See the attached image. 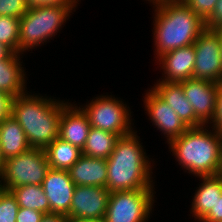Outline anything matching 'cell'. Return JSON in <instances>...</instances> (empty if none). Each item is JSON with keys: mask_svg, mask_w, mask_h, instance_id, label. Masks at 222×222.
<instances>
[{"mask_svg": "<svg viewBox=\"0 0 222 222\" xmlns=\"http://www.w3.org/2000/svg\"><path fill=\"white\" fill-rule=\"evenodd\" d=\"M137 131L120 136L107 162L109 192L154 188L152 165ZM153 182V183H152Z\"/></svg>", "mask_w": 222, "mask_h": 222, "instance_id": "obj_1", "label": "cell"}, {"mask_svg": "<svg viewBox=\"0 0 222 222\" xmlns=\"http://www.w3.org/2000/svg\"><path fill=\"white\" fill-rule=\"evenodd\" d=\"M208 126L190 127L168 143L178 164L195 177L222 173V135Z\"/></svg>", "mask_w": 222, "mask_h": 222, "instance_id": "obj_2", "label": "cell"}, {"mask_svg": "<svg viewBox=\"0 0 222 222\" xmlns=\"http://www.w3.org/2000/svg\"><path fill=\"white\" fill-rule=\"evenodd\" d=\"M153 8L156 59L168 51L194 44L206 29L205 21L182 0L165 1L154 5Z\"/></svg>", "mask_w": 222, "mask_h": 222, "instance_id": "obj_3", "label": "cell"}, {"mask_svg": "<svg viewBox=\"0 0 222 222\" xmlns=\"http://www.w3.org/2000/svg\"><path fill=\"white\" fill-rule=\"evenodd\" d=\"M66 103L32 92L14 97L12 116L24 130L31 148L45 149L59 137L60 117Z\"/></svg>", "mask_w": 222, "mask_h": 222, "instance_id": "obj_4", "label": "cell"}, {"mask_svg": "<svg viewBox=\"0 0 222 222\" xmlns=\"http://www.w3.org/2000/svg\"><path fill=\"white\" fill-rule=\"evenodd\" d=\"M72 10L61 6H38L29 8L20 18L19 53L35 49L57 35L70 18Z\"/></svg>", "mask_w": 222, "mask_h": 222, "instance_id": "obj_5", "label": "cell"}, {"mask_svg": "<svg viewBox=\"0 0 222 222\" xmlns=\"http://www.w3.org/2000/svg\"><path fill=\"white\" fill-rule=\"evenodd\" d=\"M49 169L44 149L30 148L6 159L0 185L7 191L17 186L42 185Z\"/></svg>", "mask_w": 222, "mask_h": 222, "instance_id": "obj_6", "label": "cell"}, {"mask_svg": "<svg viewBox=\"0 0 222 222\" xmlns=\"http://www.w3.org/2000/svg\"><path fill=\"white\" fill-rule=\"evenodd\" d=\"M88 116L91 127L119 136L133 132L131 111L126 103L109 95L96 96L90 103L80 106Z\"/></svg>", "mask_w": 222, "mask_h": 222, "instance_id": "obj_7", "label": "cell"}, {"mask_svg": "<svg viewBox=\"0 0 222 222\" xmlns=\"http://www.w3.org/2000/svg\"><path fill=\"white\" fill-rule=\"evenodd\" d=\"M154 188L111 192L105 222H147L154 205Z\"/></svg>", "mask_w": 222, "mask_h": 222, "instance_id": "obj_8", "label": "cell"}, {"mask_svg": "<svg viewBox=\"0 0 222 222\" xmlns=\"http://www.w3.org/2000/svg\"><path fill=\"white\" fill-rule=\"evenodd\" d=\"M193 45L196 57L193 78L221 83L222 51L217 33L206 28Z\"/></svg>", "mask_w": 222, "mask_h": 222, "instance_id": "obj_9", "label": "cell"}, {"mask_svg": "<svg viewBox=\"0 0 222 222\" xmlns=\"http://www.w3.org/2000/svg\"><path fill=\"white\" fill-rule=\"evenodd\" d=\"M110 192L98 186H75L70 221L104 220Z\"/></svg>", "mask_w": 222, "mask_h": 222, "instance_id": "obj_10", "label": "cell"}, {"mask_svg": "<svg viewBox=\"0 0 222 222\" xmlns=\"http://www.w3.org/2000/svg\"><path fill=\"white\" fill-rule=\"evenodd\" d=\"M191 104L195 116L204 124L213 121L216 113L217 91L219 84L206 80L191 78L179 82Z\"/></svg>", "mask_w": 222, "mask_h": 222, "instance_id": "obj_11", "label": "cell"}, {"mask_svg": "<svg viewBox=\"0 0 222 222\" xmlns=\"http://www.w3.org/2000/svg\"><path fill=\"white\" fill-rule=\"evenodd\" d=\"M145 112L155 128L160 130L169 143L184 133L188 127L177 113L152 90L149 89L144 97Z\"/></svg>", "mask_w": 222, "mask_h": 222, "instance_id": "obj_12", "label": "cell"}, {"mask_svg": "<svg viewBox=\"0 0 222 222\" xmlns=\"http://www.w3.org/2000/svg\"><path fill=\"white\" fill-rule=\"evenodd\" d=\"M75 186L68 170L49 169L42 187L50 204V213L67 216L70 221V207Z\"/></svg>", "mask_w": 222, "mask_h": 222, "instance_id": "obj_13", "label": "cell"}, {"mask_svg": "<svg viewBox=\"0 0 222 222\" xmlns=\"http://www.w3.org/2000/svg\"><path fill=\"white\" fill-rule=\"evenodd\" d=\"M195 58L193 44L168 51L159 56L157 64L159 62V65H162L160 67L164 72L161 81L179 83L193 78Z\"/></svg>", "mask_w": 222, "mask_h": 222, "instance_id": "obj_14", "label": "cell"}, {"mask_svg": "<svg viewBox=\"0 0 222 222\" xmlns=\"http://www.w3.org/2000/svg\"><path fill=\"white\" fill-rule=\"evenodd\" d=\"M67 102L62 108L59 138L83 149L91 128L88 116L79 106Z\"/></svg>", "mask_w": 222, "mask_h": 222, "instance_id": "obj_15", "label": "cell"}, {"mask_svg": "<svg viewBox=\"0 0 222 222\" xmlns=\"http://www.w3.org/2000/svg\"><path fill=\"white\" fill-rule=\"evenodd\" d=\"M156 84V85H155ZM151 89L168 104L183 123L188 127H199L204 125L194 113V110L184 95L182 85L176 82L157 81Z\"/></svg>", "mask_w": 222, "mask_h": 222, "instance_id": "obj_16", "label": "cell"}, {"mask_svg": "<svg viewBox=\"0 0 222 222\" xmlns=\"http://www.w3.org/2000/svg\"><path fill=\"white\" fill-rule=\"evenodd\" d=\"M76 186H98L106 188V159L94 158L82 154L79 160L68 170Z\"/></svg>", "mask_w": 222, "mask_h": 222, "instance_id": "obj_17", "label": "cell"}, {"mask_svg": "<svg viewBox=\"0 0 222 222\" xmlns=\"http://www.w3.org/2000/svg\"><path fill=\"white\" fill-rule=\"evenodd\" d=\"M202 180L195 191L190 214L200 222L215 207L222 195V173L214 176H199Z\"/></svg>", "mask_w": 222, "mask_h": 222, "instance_id": "obj_18", "label": "cell"}, {"mask_svg": "<svg viewBox=\"0 0 222 222\" xmlns=\"http://www.w3.org/2000/svg\"><path fill=\"white\" fill-rule=\"evenodd\" d=\"M20 53H13L8 59L0 61V91L20 96L27 91L26 72L22 67Z\"/></svg>", "mask_w": 222, "mask_h": 222, "instance_id": "obj_19", "label": "cell"}, {"mask_svg": "<svg viewBox=\"0 0 222 222\" xmlns=\"http://www.w3.org/2000/svg\"><path fill=\"white\" fill-rule=\"evenodd\" d=\"M0 147L5 160L31 148L24 130L12 115L0 123Z\"/></svg>", "mask_w": 222, "mask_h": 222, "instance_id": "obj_20", "label": "cell"}, {"mask_svg": "<svg viewBox=\"0 0 222 222\" xmlns=\"http://www.w3.org/2000/svg\"><path fill=\"white\" fill-rule=\"evenodd\" d=\"M44 152L49 167L52 169L69 170L82 156V150L71 143L57 137Z\"/></svg>", "mask_w": 222, "mask_h": 222, "instance_id": "obj_21", "label": "cell"}, {"mask_svg": "<svg viewBox=\"0 0 222 222\" xmlns=\"http://www.w3.org/2000/svg\"><path fill=\"white\" fill-rule=\"evenodd\" d=\"M119 137L117 134L91 127L82 154L107 159L113 152Z\"/></svg>", "mask_w": 222, "mask_h": 222, "instance_id": "obj_22", "label": "cell"}, {"mask_svg": "<svg viewBox=\"0 0 222 222\" xmlns=\"http://www.w3.org/2000/svg\"><path fill=\"white\" fill-rule=\"evenodd\" d=\"M21 208L50 213V204L42 185H23L9 190Z\"/></svg>", "mask_w": 222, "mask_h": 222, "instance_id": "obj_23", "label": "cell"}, {"mask_svg": "<svg viewBox=\"0 0 222 222\" xmlns=\"http://www.w3.org/2000/svg\"><path fill=\"white\" fill-rule=\"evenodd\" d=\"M20 19L0 15V43L19 53Z\"/></svg>", "mask_w": 222, "mask_h": 222, "instance_id": "obj_24", "label": "cell"}, {"mask_svg": "<svg viewBox=\"0 0 222 222\" xmlns=\"http://www.w3.org/2000/svg\"><path fill=\"white\" fill-rule=\"evenodd\" d=\"M19 205L10 191L0 190V222H16Z\"/></svg>", "mask_w": 222, "mask_h": 222, "instance_id": "obj_25", "label": "cell"}, {"mask_svg": "<svg viewBox=\"0 0 222 222\" xmlns=\"http://www.w3.org/2000/svg\"><path fill=\"white\" fill-rule=\"evenodd\" d=\"M28 9L25 0H0V15L20 19Z\"/></svg>", "mask_w": 222, "mask_h": 222, "instance_id": "obj_26", "label": "cell"}, {"mask_svg": "<svg viewBox=\"0 0 222 222\" xmlns=\"http://www.w3.org/2000/svg\"><path fill=\"white\" fill-rule=\"evenodd\" d=\"M203 21L212 14L218 0H182Z\"/></svg>", "mask_w": 222, "mask_h": 222, "instance_id": "obj_27", "label": "cell"}, {"mask_svg": "<svg viewBox=\"0 0 222 222\" xmlns=\"http://www.w3.org/2000/svg\"><path fill=\"white\" fill-rule=\"evenodd\" d=\"M28 8L38 7V6H61L69 7L72 11H75L77 7V2L79 0H25ZM74 9V10H73Z\"/></svg>", "mask_w": 222, "mask_h": 222, "instance_id": "obj_28", "label": "cell"}, {"mask_svg": "<svg viewBox=\"0 0 222 222\" xmlns=\"http://www.w3.org/2000/svg\"><path fill=\"white\" fill-rule=\"evenodd\" d=\"M209 125L222 135V82L219 83L217 91L216 113L213 121Z\"/></svg>", "mask_w": 222, "mask_h": 222, "instance_id": "obj_29", "label": "cell"}, {"mask_svg": "<svg viewBox=\"0 0 222 222\" xmlns=\"http://www.w3.org/2000/svg\"><path fill=\"white\" fill-rule=\"evenodd\" d=\"M205 27L211 30L222 27V0H218L211 16L205 21Z\"/></svg>", "mask_w": 222, "mask_h": 222, "instance_id": "obj_30", "label": "cell"}, {"mask_svg": "<svg viewBox=\"0 0 222 222\" xmlns=\"http://www.w3.org/2000/svg\"><path fill=\"white\" fill-rule=\"evenodd\" d=\"M14 97L0 91V123L12 115V102Z\"/></svg>", "mask_w": 222, "mask_h": 222, "instance_id": "obj_31", "label": "cell"}, {"mask_svg": "<svg viewBox=\"0 0 222 222\" xmlns=\"http://www.w3.org/2000/svg\"><path fill=\"white\" fill-rule=\"evenodd\" d=\"M44 214L38 210L19 207L16 222H40Z\"/></svg>", "mask_w": 222, "mask_h": 222, "instance_id": "obj_32", "label": "cell"}, {"mask_svg": "<svg viewBox=\"0 0 222 222\" xmlns=\"http://www.w3.org/2000/svg\"><path fill=\"white\" fill-rule=\"evenodd\" d=\"M200 222H222V195L215 207Z\"/></svg>", "mask_w": 222, "mask_h": 222, "instance_id": "obj_33", "label": "cell"}, {"mask_svg": "<svg viewBox=\"0 0 222 222\" xmlns=\"http://www.w3.org/2000/svg\"><path fill=\"white\" fill-rule=\"evenodd\" d=\"M40 222H70V221L68 220L67 216L54 214V213H48L42 216V218L40 219Z\"/></svg>", "mask_w": 222, "mask_h": 222, "instance_id": "obj_34", "label": "cell"}, {"mask_svg": "<svg viewBox=\"0 0 222 222\" xmlns=\"http://www.w3.org/2000/svg\"><path fill=\"white\" fill-rule=\"evenodd\" d=\"M13 53L9 47L0 43V61L8 59Z\"/></svg>", "mask_w": 222, "mask_h": 222, "instance_id": "obj_35", "label": "cell"}, {"mask_svg": "<svg viewBox=\"0 0 222 222\" xmlns=\"http://www.w3.org/2000/svg\"><path fill=\"white\" fill-rule=\"evenodd\" d=\"M5 158L3 157L2 155V152H1V147H0V178L2 177L3 175V172H4V164H5Z\"/></svg>", "mask_w": 222, "mask_h": 222, "instance_id": "obj_36", "label": "cell"}, {"mask_svg": "<svg viewBox=\"0 0 222 222\" xmlns=\"http://www.w3.org/2000/svg\"><path fill=\"white\" fill-rule=\"evenodd\" d=\"M214 31L217 33L219 37V42H220L221 51H222V27L214 29Z\"/></svg>", "mask_w": 222, "mask_h": 222, "instance_id": "obj_37", "label": "cell"}, {"mask_svg": "<svg viewBox=\"0 0 222 222\" xmlns=\"http://www.w3.org/2000/svg\"><path fill=\"white\" fill-rule=\"evenodd\" d=\"M147 1L151 2L153 5H156L169 0H147Z\"/></svg>", "mask_w": 222, "mask_h": 222, "instance_id": "obj_38", "label": "cell"}, {"mask_svg": "<svg viewBox=\"0 0 222 222\" xmlns=\"http://www.w3.org/2000/svg\"><path fill=\"white\" fill-rule=\"evenodd\" d=\"M70 222H105L104 220H80V221H70Z\"/></svg>", "mask_w": 222, "mask_h": 222, "instance_id": "obj_39", "label": "cell"}]
</instances>
